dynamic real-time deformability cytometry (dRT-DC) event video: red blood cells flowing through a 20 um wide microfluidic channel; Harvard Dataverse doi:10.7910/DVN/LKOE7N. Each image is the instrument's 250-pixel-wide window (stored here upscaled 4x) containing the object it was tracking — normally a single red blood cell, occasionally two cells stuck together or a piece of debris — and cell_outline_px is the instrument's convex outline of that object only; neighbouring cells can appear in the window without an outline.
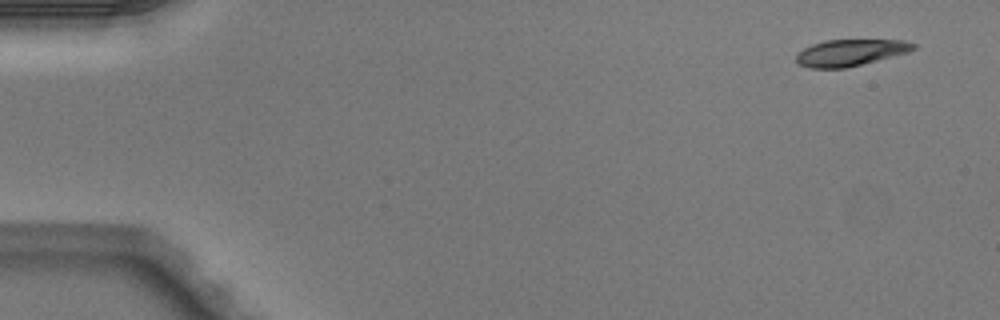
{"species": "Egyptian fruit bat (a non-hibernating species)", "species_latin": "Rousettus aegyptiacus", "temperature_condition": "warm", "stored_images_in_passage": 4, "camera_frame_rate_fps": 3000, "um_per_image_px": 0.085, "animal": {"sex": "male"}, "frame": {"image": 1, "passage_image": 1, "time_ms": 0.0, "image_size_px": [1000, 320], "cell_outline_px": [[916, 48], [908, 52], [844, 68], [812, 68], [800, 64], [796, 60], [796, 56], [804, 48], [812, 44], [824, 40], [904, 40], [916, 44]], "centroid_in_image_um": [72.28, 4.46], "position_along_channel_um": 12.7, "area_um2": 17.8}}
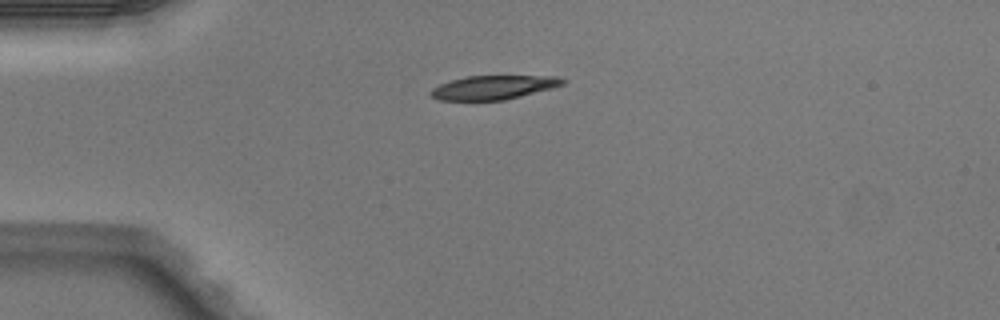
{"frame": {"image": 2, "passage_image": 3, "time_ms": 0.667, "image_size_px": [1000, 320], "cell_outline_px": [[568, 80], [564, 84], [552, 88], [504, 100], [436, 100], [428, 96], [428, 92], [432, 88], [440, 84], [452, 80], [468, 76], [556, 76]], "centroid_in_image_um": [41.91, 7.43], "position_along_channel_um": 43.1, "area_um2": 18.44}}